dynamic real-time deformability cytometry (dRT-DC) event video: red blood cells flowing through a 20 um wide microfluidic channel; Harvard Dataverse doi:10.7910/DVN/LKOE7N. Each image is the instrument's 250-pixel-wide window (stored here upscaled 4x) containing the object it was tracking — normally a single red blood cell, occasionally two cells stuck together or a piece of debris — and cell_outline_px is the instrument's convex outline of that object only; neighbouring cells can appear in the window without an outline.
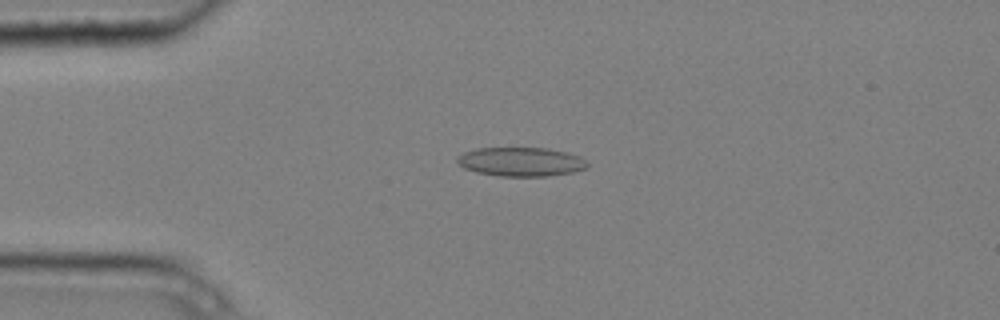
{"species": "common noctule bat (a hibernating species)", "species_latin": "Nyctalus noctula", "temperature_condition": "cold", "stored_images_in_passage": 4, "camera_frame_rate_fps": 3000, "um_per_image_px": 0.085, "animal": {"sex": "male", "body_mass_g": 20.4}, "frame": {"image": 1, "passage_image": 2, "time_ms": 0.333, "image_size_px": [1000, 320], "cell_outline_px": [[588, 168], [572, 172], [548, 176], [500, 176], [476, 172], [464, 168], [456, 160], [456, 156], [464, 152], [476, 148], [548, 148], [568, 152], [580, 156], [588, 164]], "centroid_in_image_um": [44.28, 13.74], "position_along_channel_um": 40.7, "area_um2": 22.08}}